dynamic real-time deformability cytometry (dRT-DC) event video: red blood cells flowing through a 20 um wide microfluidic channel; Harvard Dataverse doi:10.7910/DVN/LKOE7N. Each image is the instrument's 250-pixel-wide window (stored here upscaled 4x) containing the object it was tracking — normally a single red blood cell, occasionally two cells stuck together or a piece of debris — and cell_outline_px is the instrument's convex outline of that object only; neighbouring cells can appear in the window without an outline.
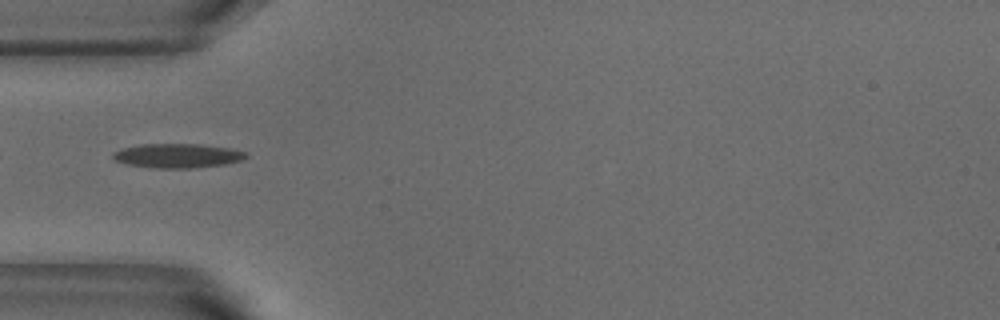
{"species": "common noctule bat (a hibernating species)", "species_latin": "Nyctalus noctula", "temperature_condition": "warm", "stored_images_in_passage": 37, "camera_frame_rate_fps": 3000, "um_per_image_px": 0.085, "animal": {"sex": "male", "body_mass_g": 18.8}, "frame": {"image": 1, "passage_image": 1, "time_ms": 0.0, "image_size_px": [1000, 320], "cell_outline_px": [[248, 156], [244, 160], [224, 164], [192, 168], [156, 168], [128, 164], [116, 160], [112, 156], [112, 152], [124, 148], [140, 144], [200, 144], [228, 148], [248, 152]], "centroid_in_image_um": [15.13, 13.23], "position_along_channel_um": 69.9, "area_um2": 18.73}}
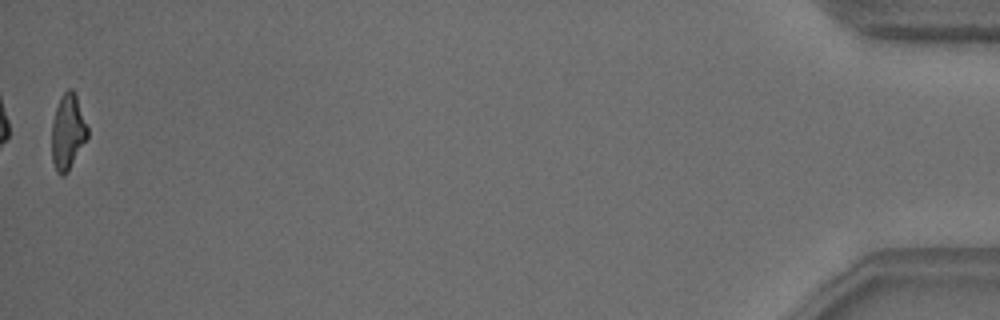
{"frame": {"image": 2, "passage_image": 37, "time_ms": 12.0, "image_size_px": [1000, 320], "cell_outline_px": [[88, 136], [68, 172], [64, 176], [60, 176], [56, 172], [52, 160], [52, 120], [60, 96], [68, 88], [72, 88], [76, 92], [88, 128]], "centroid_in_image_um": [5.76, 11.19], "position_along_channel_um": 429.4, "area_um2": 15.95}}